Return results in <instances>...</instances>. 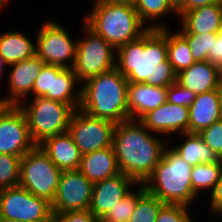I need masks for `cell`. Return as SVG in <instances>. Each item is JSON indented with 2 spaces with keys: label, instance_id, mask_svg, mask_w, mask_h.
<instances>
[{
  "label": "cell",
  "instance_id": "29",
  "mask_svg": "<svg viewBox=\"0 0 222 222\" xmlns=\"http://www.w3.org/2000/svg\"><path fill=\"white\" fill-rule=\"evenodd\" d=\"M136 187H139L138 190L134 192L132 189L99 222H129L138 199L146 192L143 184H138Z\"/></svg>",
  "mask_w": 222,
  "mask_h": 222
},
{
  "label": "cell",
  "instance_id": "39",
  "mask_svg": "<svg viewBox=\"0 0 222 222\" xmlns=\"http://www.w3.org/2000/svg\"><path fill=\"white\" fill-rule=\"evenodd\" d=\"M213 64L222 69V25L217 32V38L213 46Z\"/></svg>",
  "mask_w": 222,
  "mask_h": 222
},
{
  "label": "cell",
  "instance_id": "2",
  "mask_svg": "<svg viewBox=\"0 0 222 222\" xmlns=\"http://www.w3.org/2000/svg\"><path fill=\"white\" fill-rule=\"evenodd\" d=\"M165 142L150 132L140 120L116 124L112 147L120 172L143 184L152 174L165 149Z\"/></svg>",
  "mask_w": 222,
  "mask_h": 222
},
{
  "label": "cell",
  "instance_id": "31",
  "mask_svg": "<svg viewBox=\"0 0 222 222\" xmlns=\"http://www.w3.org/2000/svg\"><path fill=\"white\" fill-rule=\"evenodd\" d=\"M164 203L147 191L138 199L129 222H155Z\"/></svg>",
  "mask_w": 222,
  "mask_h": 222
},
{
  "label": "cell",
  "instance_id": "37",
  "mask_svg": "<svg viewBox=\"0 0 222 222\" xmlns=\"http://www.w3.org/2000/svg\"><path fill=\"white\" fill-rule=\"evenodd\" d=\"M50 222H99V220L89 209H86L52 213Z\"/></svg>",
  "mask_w": 222,
  "mask_h": 222
},
{
  "label": "cell",
  "instance_id": "5",
  "mask_svg": "<svg viewBox=\"0 0 222 222\" xmlns=\"http://www.w3.org/2000/svg\"><path fill=\"white\" fill-rule=\"evenodd\" d=\"M192 168L172 147H165L160 161L143 185L164 204L189 206L197 196L192 189Z\"/></svg>",
  "mask_w": 222,
  "mask_h": 222
},
{
  "label": "cell",
  "instance_id": "45",
  "mask_svg": "<svg viewBox=\"0 0 222 222\" xmlns=\"http://www.w3.org/2000/svg\"><path fill=\"white\" fill-rule=\"evenodd\" d=\"M7 1L9 0H0V9L3 8L5 4H7Z\"/></svg>",
  "mask_w": 222,
  "mask_h": 222
},
{
  "label": "cell",
  "instance_id": "27",
  "mask_svg": "<svg viewBox=\"0 0 222 222\" xmlns=\"http://www.w3.org/2000/svg\"><path fill=\"white\" fill-rule=\"evenodd\" d=\"M135 10L138 13L140 21L148 29H160L166 27L164 23H151L148 21L157 19L158 17L163 18L166 14L177 13L172 6L169 4L168 0H136L134 3Z\"/></svg>",
  "mask_w": 222,
  "mask_h": 222
},
{
  "label": "cell",
  "instance_id": "22",
  "mask_svg": "<svg viewBox=\"0 0 222 222\" xmlns=\"http://www.w3.org/2000/svg\"><path fill=\"white\" fill-rule=\"evenodd\" d=\"M189 109V133H200L220 120L218 89L196 95Z\"/></svg>",
  "mask_w": 222,
  "mask_h": 222
},
{
  "label": "cell",
  "instance_id": "23",
  "mask_svg": "<svg viewBox=\"0 0 222 222\" xmlns=\"http://www.w3.org/2000/svg\"><path fill=\"white\" fill-rule=\"evenodd\" d=\"M0 55L7 63L14 64L36 55V44L22 32H5L0 34Z\"/></svg>",
  "mask_w": 222,
  "mask_h": 222
},
{
  "label": "cell",
  "instance_id": "18",
  "mask_svg": "<svg viewBox=\"0 0 222 222\" xmlns=\"http://www.w3.org/2000/svg\"><path fill=\"white\" fill-rule=\"evenodd\" d=\"M38 146L61 171L79 169L83 154L68 131L50 136Z\"/></svg>",
  "mask_w": 222,
  "mask_h": 222
},
{
  "label": "cell",
  "instance_id": "16",
  "mask_svg": "<svg viewBox=\"0 0 222 222\" xmlns=\"http://www.w3.org/2000/svg\"><path fill=\"white\" fill-rule=\"evenodd\" d=\"M140 121L152 133L169 135L179 132L189 133V109L165 102L145 114Z\"/></svg>",
  "mask_w": 222,
  "mask_h": 222
},
{
  "label": "cell",
  "instance_id": "19",
  "mask_svg": "<svg viewBox=\"0 0 222 222\" xmlns=\"http://www.w3.org/2000/svg\"><path fill=\"white\" fill-rule=\"evenodd\" d=\"M222 69L210 61L195 62L176 76V82L196 95L218 89Z\"/></svg>",
  "mask_w": 222,
  "mask_h": 222
},
{
  "label": "cell",
  "instance_id": "8",
  "mask_svg": "<svg viewBox=\"0 0 222 222\" xmlns=\"http://www.w3.org/2000/svg\"><path fill=\"white\" fill-rule=\"evenodd\" d=\"M85 37L77 41L73 71L78 83L115 68L116 50L85 24Z\"/></svg>",
  "mask_w": 222,
  "mask_h": 222
},
{
  "label": "cell",
  "instance_id": "34",
  "mask_svg": "<svg viewBox=\"0 0 222 222\" xmlns=\"http://www.w3.org/2000/svg\"><path fill=\"white\" fill-rule=\"evenodd\" d=\"M198 134L216 156L222 160V120L215 121Z\"/></svg>",
  "mask_w": 222,
  "mask_h": 222
},
{
  "label": "cell",
  "instance_id": "7",
  "mask_svg": "<svg viewBox=\"0 0 222 222\" xmlns=\"http://www.w3.org/2000/svg\"><path fill=\"white\" fill-rule=\"evenodd\" d=\"M61 172L49 156L36 145L21 158L19 186L52 204Z\"/></svg>",
  "mask_w": 222,
  "mask_h": 222
},
{
  "label": "cell",
  "instance_id": "26",
  "mask_svg": "<svg viewBox=\"0 0 222 222\" xmlns=\"http://www.w3.org/2000/svg\"><path fill=\"white\" fill-rule=\"evenodd\" d=\"M167 59L176 74L195 63L186 38L180 33L167 29Z\"/></svg>",
  "mask_w": 222,
  "mask_h": 222
},
{
  "label": "cell",
  "instance_id": "42",
  "mask_svg": "<svg viewBox=\"0 0 222 222\" xmlns=\"http://www.w3.org/2000/svg\"><path fill=\"white\" fill-rule=\"evenodd\" d=\"M218 92H219L220 120H222V79L218 87Z\"/></svg>",
  "mask_w": 222,
  "mask_h": 222
},
{
  "label": "cell",
  "instance_id": "28",
  "mask_svg": "<svg viewBox=\"0 0 222 222\" xmlns=\"http://www.w3.org/2000/svg\"><path fill=\"white\" fill-rule=\"evenodd\" d=\"M222 174V160L207 163L197 164L193 166L191 172V183L193 192L197 195L200 190L212 188L213 191L215 185L220 179Z\"/></svg>",
  "mask_w": 222,
  "mask_h": 222
},
{
  "label": "cell",
  "instance_id": "20",
  "mask_svg": "<svg viewBox=\"0 0 222 222\" xmlns=\"http://www.w3.org/2000/svg\"><path fill=\"white\" fill-rule=\"evenodd\" d=\"M177 15L181 17L180 33H217L222 25V0Z\"/></svg>",
  "mask_w": 222,
  "mask_h": 222
},
{
  "label": "cell",
  "instance_id": "24",
  "mask_svg": "<svg viewBox=\"0 0 222 222\" xmlns=\"http://www.w3.org/2000/svg\"><path fill=\"white\" fill-rule=\"evenodd\" d=\"M182 137H185V142L183 140L180 145L173 146V149L191 166H196L201 163H213L221 160L208 147L198 133L186 132L182 133Z\"/></svg>",
  "mask_w": 222,
  "mask_h": 222
},
{
  "label": "cell",
  "instance_id": "25",
  "mask_svg": "<svg viewBox=\"0 0 222 222\" xmlns=\"http://www.w3.org/2000/svg\"><path fill=\"white\" fill-rule=\"evenodd\" d=\"M77 82V76L72 68H64L58 75H52L51 100L68 104L75 110L79 109L81 89L77 92L73 90Z\"/></svg>",
  "mask_w": 222,
  "mask_h": 222
},
{
  "label": "cell",
  "instance_id": "12",
  "mask_svg": "<svg viewBox=\"0 0 222 222\" xmlns=\"http://www.w3.org/2000/svg\"><path fill=\"white\" fill-rule=\"evenodd\" d=\"M35 146L19 106L0 105V153L23 157Z\"/></svg>",
  "mask_w": 222,
  "mask_h": 222
},
{
  "label": "cell",
  "instance_id": "17",
  "mask_svg": "<svg viewBox=\"0 0 222 222\" xmlns=\"http://www.w3.org/2000/svg\"><path fill=\"white\" fill-rule=\"evenodd\" d=\"M168 87H156L146 83L128 82L127 103L129 119L140 120L167 101Z\"/></svg>",
  "mask_w": 222,
  "mask_h": 222
},
{
  "label": "cell",
  "instance_id": "36",
  "mask_svg": "<svg viewBox=\"0 0 222 222\" xmlns=\"http://www.w3.org/2000/svg\"><path fill=\"white\" fill-rule=\"evenodd\" d=\"M195 97L196 94L194 92L182 87L177 82H174L168 87L167 102L169 103L189 108L195 100Z\"/></svg>",
  "mask_w": 222,
  "mask_h": 222
},
{
  "label": "cell",
  "instance_id": "14",
  "mask_svg": "<svg viewBox=\"0 0 222 222\" xmlns=\"http://www.w3.org/2000/svg\"><path fill=\"white\" fill-rule=\"evenodd\" d=\"M137 184L133 178L122 172L94 183L89 210L100 221L116 203L132 191L131 186Z\"/></svg>",
  "mask_w": 222,
  "mask_h": 222
},
{
  "label": "cell",
  "instance_id": "11",
  "mask_svg": "<svg viewBox=\"0 0 222 222\" xmlns=\"http://www.w3.org/2000/svg\"><path fill=\"white\" fill-rule=\"evenodd\" d=\"M116 124L111 121L89 116L77 109L73 112L68 132L82 154L112 146Z\"/></svg>",
  "mask_w": 222,
  "mask_h": 222
},
{
  "label": "cell",
  "instance_id": "3",
  "mask_svg": "<svg viewBox=\"0 0 222 222\" xmlns=\"http://www.w3.org/2000/svg\"><path fill=\"white\" fill-rule=\"evenodd\" d=\"M128 80L116 68L82 84L79 109L89 116L118 124L129 119Z\"/></svg>",
  "mask_w": 222,
  "mask_h": 222
},
{
  "label": "cell",
  "instance_id": "6",
  "mask_svg": "<svg viewBox=\"0 0 222 222\" xmlns=\"http://www.w3.org/2000/svg\"><path fill=\"white\" fill-rule=\"evenodd\" d=\"M30 102H21L18 106L26 116L30 137L36 145L50 136L68 131L75 111L72 106L45 97L32 98Z\"/></svg>",
  "mask_w": 222,
  "mask_h": 222
},
{
  "label": "cell",
  "instance_id": "15",
  "mask_svg": "<svg viewBox=\"0 0 222 222\" xmlns=\"http://www.w3.org/2000/svg\"><path fill=\"white\" fill-rule=\"evenodd\" d=\"M45 63L38 57L34 56L14 64L8 75L9 96L0 99V105H19L21 101H26L29 94H32V88L38 75L41 73Z\"/></svg>",
  "mask_w": 222,
  "mask_h": 222
},
{
  "label": "cell",
  "instance_id": "10",
  "mask_svg": "<svg viewBox=\"0 0 222 222\" xmlns=\"http://www.w3.org/2000/svg\"><path fill=\"white\" fill-rule=\"evenodd\" d=\"M77 41L57 21H45L36 38V56L45 64L73 68Z\"/></svg>",
  "mask_w": 222,
  "mask_h": 222
},
{
  "label": "cell",
  "instance_id": "43",
  "mask_svg": "<svg viewBox=\"0 0 222 222\" xmlns=\"http://www.w3.org/2000/svg\"><path fill=\"white\" fill-rule=\"evenodd\" d=\"M7 63L4 61V58L0 55V78H2V73L4 72V66H6Z\"/></svg>",
  "mask_w": 222,
  "mask_h": 222
},
{
  "label": "cell",
  "instance_id": "4",
  "mask_svg": "<svg viewBox=\"0 0 222 222\" xmlns=\"http://www.w3.org/2000/svg\"><path fill=\"white\" fill-rule=\"evenodd\" d=\"M86 25L102 36L115 50L138 39L148 28L140 21L133 4L96 0Z\"/></svg>",
  "mask_w": 222,
  "mask_h": 222
},
{
  "label": "cell",
  "instance_id": "33",
  "mask_svg": "<svg viewBox=\"0 0 222 222\" xmlns=\"http://www.w3.org/2000/svg\"><path fill=\"white\" fill-rule=\"evenodd\" d=\"M64 68L45 64L36 78L32 88V98L45 97L51 99L52 75H58Z\"/></svg>",
  "mask_w": 222,
  "mask_h": 222
},
{
  "label": "cell",
  "instance_id": "32",
  "mask_svg": "<svg viewBox=\"0 0 222 222\" xmlns=\"http://www.w3.org/2000/svg\"><path fill=\"white\" fill-rule=\"evenodd\" d=\"M21 158L0 153V189L19 185Z\"/></svg>",
  "mask_w": 222,
  "mask_h": 222
},
{
  "label": "cell",
  "instance_id": "30",
  "mask_svg": "<svg viewBox=\"0 0 222 222\" xmlns=\"http://www.w3.org/2000/svg\"><path fill=\"white\" fill-rule=\"evenodd\" d=\"M187 40L195 62L213 63V46L217 33H181Z\"/></svg>",
  "mask_w": 222,
  "mask_h": 222
},
{
  "label": "cell",
  "instance_id": "1",
  "mask_svg": "<svg viewBox=\"0 0 222 222\" xmlns=\"http://www.w3.org/2000/svg\"><path fill=\"white\" fill-rule=\"evenodd\" d=\"M115 68L134 83L169 87L177 74L167 59V28L148 29L116 49Z\"/></svg>",
  "mask_w": 222,
  "mask_h": 222
},
{
  "label": "cell",
  "instance_id": "21",
  "mask_svg": "<svg viewBox=\"0 0 222 222\" xmlns=\"http://www.w3.org/2000/svg\"><path fill=\"white\" fill-rule=\"evenodd\" d=\"M78 170L92 183L120 173L112 146L83 154Z\"/></svg>",
  "mask_w": 222,
  "mask_h": 222
},
{
  "label": "cell",
  "instance_id": "13",
  "mask_svg": "<svg viewBox=\"0 0 222 222\" xmlns=\"http://www.w3.org/2000/svg\"><path fill=\"white\" fill-rule=\"evenodd\" d=\"M94 183L79 170L62 171L52 213L86 210L90 208Z\"/></svg>",
  "mask_w": 222,
  "mask_h": 222
},
{
  "label": "cell",
  "instance_id": "44",
  "mask_svg": "<svg viewBox=\"0 0 222 222\" xmlns=\"http://www.w3.org/2000/svg\"><path fill=\"white\" fill-rule=\"evenodd\" d=\"M110 1L129 3V4H133V5L136 2V0H110Z\"/></svg>",
  "mask_w": 222,
  "mask_h": 222
},
{
  "label": "cell",
  "instance_id": "41",
  "mask_svg": "<svg viewBox=\"0 0 222 222\" xmlns=\"http://www.w3.org/2000/svg\"><path fill=\"white\" fill-rule=\"evenodd\" d=\"M172 8L177 11L185 2V0H168Z\"/></svg>",
  "mask_w": 222,
  "mask_h": 222
},
{
  "label": "cell",
  "instance_id": "38",
  "mask_svg": "<svg viewBox=\"0 0 222 222\" xmlns=\"http://www.w3.org/2000/svg\"><path fill=\"white\" fill-rule=\"evenodd\" d=\"M210 197L212 212L222 215V174L213 191H211Z\"/></svg>",
  "mask_w": 222,
  "mask_h": 222
},
{
  "label": "cell",
  "instance_id": "40",
  "mask_svg": "<svg viewBox=\"0 0 222 222\" xmlns=\"http://www.w3.org/2000/svg\"><path fill=\"white\" fill-rule=\"evenodd\" d=\"M218 0H185L176 12H187L192 9L216 3Z\"/></svg>",
  "mask_w": 222,
  "mask_h": 222
},
{
  "label": "cell",
  "instance_id": "35",
  "mask_svg": "<svg viewBox=\"0 0 222 222\" xmlns=\"http://www.w3.org/2000/svg\"><path fill=\"white\" fill-rule=\"evenodd\" d=\"M188 212V206L164 204L155 222H193Z\"/></svg>",
  "mask_w": 222,
  "mask_h": 222
},
{
  "label": "cell",
  "instance_id": "46",
  "mask_svg": "<svg viewBox=\"0 0 222 222\" xmlns=\"http://www.w3.org/2000/svg\"><path fill=\"white\" fill-rule=\"evenodd\" d=\"M0 222H19V221H12V220H7L4 218H0Z\"/></svg>",
  "mask_w": 222,
  "mask_h": 222
},
{
  "label": "cell",
  "instance_id": "9",
  "mask_svg": "<svg viewBox=\"0 0 222 222\" xmlns=\"http://www.w3.org/2000/svg\"><path fill=\"white\" fill-rule=\"evenodd\" d=\"M51 203L21 186L0 189V218L19 222H50Z\"/></svg>",
  "mask_w": 222,
  "mask_h": 222
}]
</instances>
